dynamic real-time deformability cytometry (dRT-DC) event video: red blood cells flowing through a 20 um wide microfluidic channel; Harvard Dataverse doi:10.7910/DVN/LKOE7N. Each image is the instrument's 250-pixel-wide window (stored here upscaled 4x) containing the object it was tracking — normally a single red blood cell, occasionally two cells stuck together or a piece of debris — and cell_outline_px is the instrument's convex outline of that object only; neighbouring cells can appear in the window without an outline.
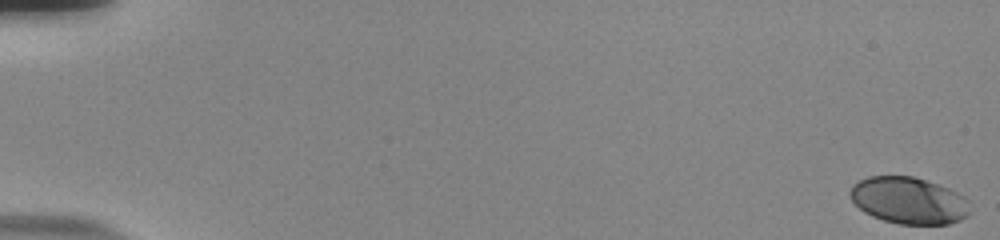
{"species": "human", "species_latin": "Homo sapiens", "temperature_condition": "room temperature", "stored_images_in_passage": 58, "camera_frame_rate_fps": 3000, "um_per_image_px": 0.085, "donor": {"sex": "male"}, "frame": {"image": 1, "passage_image": 1, "time_ms": 0.0, "image_size_px": [1000, 240], "cell_outline_px": [[964, 216], [960, 220], [948, 224], [900, 224], [884, 220], [872, 216], [864, 212], [852, 200], [852, 188], [860, 180], [868, 176], [912, 176], [948, 188], [956, 192], [960, 196], [964, 212]], "centroid_in_image_um": [77.14, 17.04], "position_along_channel_um": 7.9, "area_um2": 31.33}}
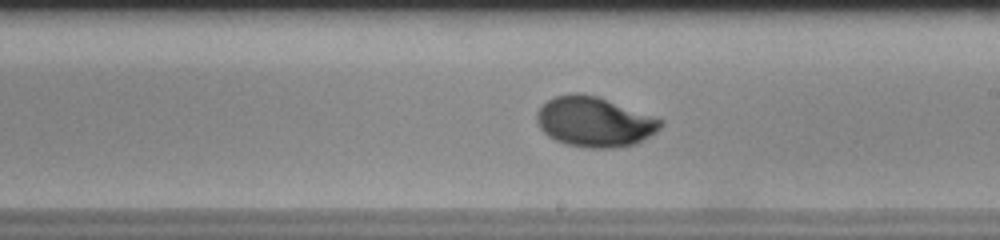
{"frame": {"image": 2, "passage_image": 35, "time_ms": 11.333, "image_size_px": [1000, 240], "cell_outline_px": [[664, 124], [656, 132], [636, 144], [616, 148], [588, 148], [568, 144], [556, 140], [548, 136], [540, 128], [536, 120], [536, 112], [548, 100], [556, 96], [572, 92], [580, 92], [596, 96], [608, 100], [664, 120]], "centroid_in_image_um": [50.53, 10.36], "position_along_channel_um": 238.5, "area_um2": 36.07}}
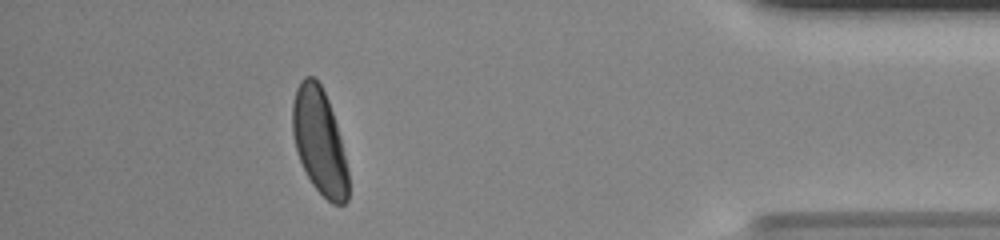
{"frame": {"image": 3, "passage_image": 52, "time_ms": 17.0, "image_size_px": [1000, 240], "cell_outline_px": [[348, 200], [344, 204], [332, 204], [312, 184], [300, 160], [296, 148], [292, 132], [292, 104], [296, 88], [300, 80], [304, 76], [316, 76], [328, 100], [340, 136], [348, 168]], "centroid_in_image_um": [27.15, 11.99], "position_along_channel_um": 408.1, "area_um2": 34.28}, "authors_computed_cell_mechanics": {"area_um2": 34.0442, "velocity_mm_per_s": 3.6967, "shape_relaxation_time_tau1_ms": 3.1547, "shape_relaxation_time_tau2_ms": null, "deformation_change_tau1": 0.1543, "deformation_change_tau2": null}}